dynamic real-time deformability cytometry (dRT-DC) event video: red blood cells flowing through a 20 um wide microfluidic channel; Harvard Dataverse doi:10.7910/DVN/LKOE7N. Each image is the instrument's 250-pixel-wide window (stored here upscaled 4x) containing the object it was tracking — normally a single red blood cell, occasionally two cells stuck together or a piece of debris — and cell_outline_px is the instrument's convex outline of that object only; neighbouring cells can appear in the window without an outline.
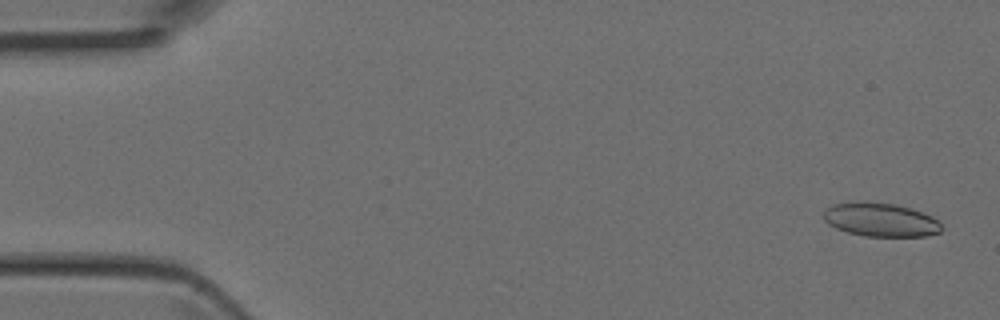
{"species": "Egyptian fruit bat (a non-hibernating species)", "species_latin": "Rousettus aegyptiacus", "temperature_condition": "room temperature", "stored_images_in_passage": 5, "camera_frame_rate_fps": 3000, "um_per_image_px": 0.085, "animal": {"sex": "female"}, "frame": {"image": 1, "passage_image": 1, "time_ms": 0.0, "image_size_px": [1000, 320], "cell_outline_px": [[944, 228], [940, 232], [928, 236], [864, 236], [848, 232], [836, 228], [828, 224], [824, 220], [824, 212], [832, 204], [856, 200], [864, 200], [896, 204], [912, 208], [924, 212], [932, 216]], "centroid_in_image_um": [74.85, 18.65], "position_along_channel_um": 10.1, "area_um2": 23.58}}
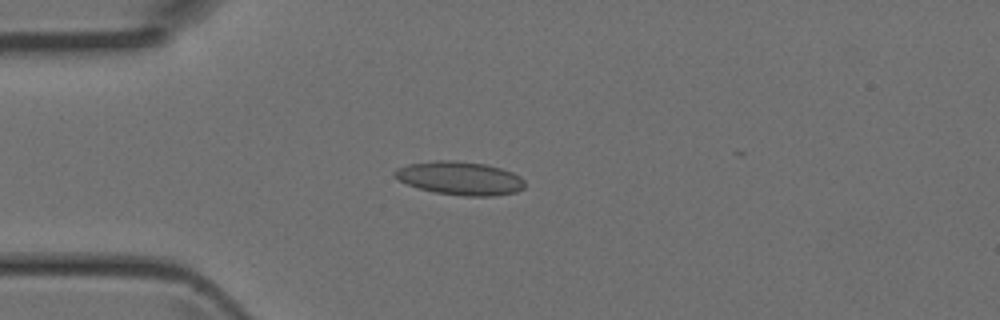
{"frame": {"image": 2, "passage_image": 4, "time_ms": 1.0, "image_size_px": [1000, 320], "cell_outline_px": [[524, 188], [516, 192], [496, 196], [464, 196], [432, 192], [408, 184], [392, 176], [392, 172], [396, 168], [408, 164], [436, 160], [456, 160], [484, 164], [500, 168], [512, 172], [520, 176], [524, 180]], "centroid_in_image_um": [39.08, 15.15], "position_along_channel_um": 45.9, "area_um2": 25.49}}